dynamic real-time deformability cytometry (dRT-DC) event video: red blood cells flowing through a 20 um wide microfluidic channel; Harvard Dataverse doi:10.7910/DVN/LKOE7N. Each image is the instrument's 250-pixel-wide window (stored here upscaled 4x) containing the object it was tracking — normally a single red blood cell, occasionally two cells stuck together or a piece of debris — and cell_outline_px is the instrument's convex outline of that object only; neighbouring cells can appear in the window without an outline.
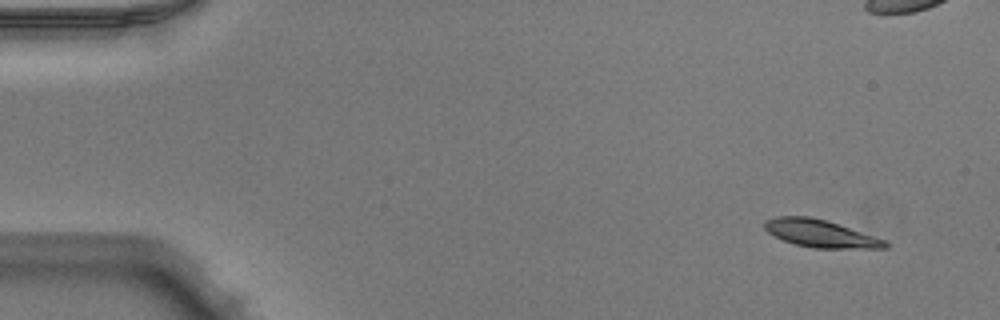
{"species": "Egyptian fruit bat (a non-hibernating species)", "species_latin": "Rousettus aegyptiacus", "temperature_condition": "warm", "stored_images_in_passage": 49, "camera_frame_rate_fps": 3000, "um_per_image_px": 0.085, "animal": {"sex": "male"}, "frame": {"image": 1, "passage_image": 1, "time_ms": 0.0, "image_size_px": [1000, 320], "cell_outline_px": [[888, 248], [812, 248], [796, 244], [784, 240], [768, 232], [764, 228], [764, 220], [776, 216], [808, 216], [824, 220], [888, 240]], "centroid_in_image_um": [69.74, 19.85], "position_along_channel_um": 15.3, "area_um2": 19.13}}
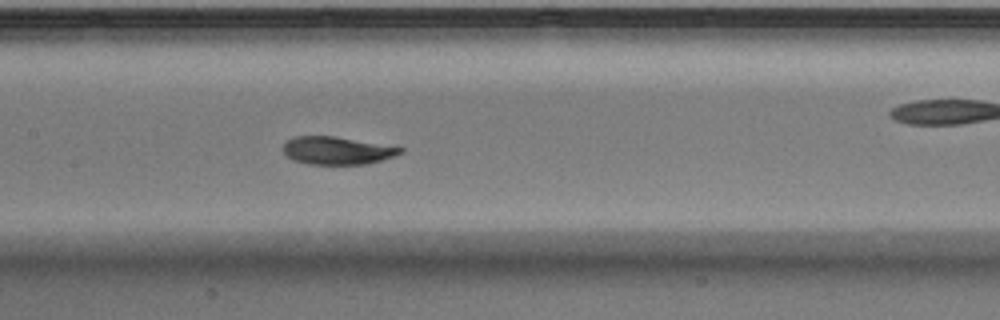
{"frame": {"image": 2, "passage_image": 22, "time_ms": 7.0, "image_size_px": [1000, 320], "cell_outline_px": [[404, 152], [396, 156], [368, 164], [308, 164], [292, 160], [280, 148], [288, 140], [296, 136], [336, 136], [404, 148]], "centroid_in_image_um": [28.66, 12.8], "position_along_channel_um": 178.7, "area_um2": 19.07}}
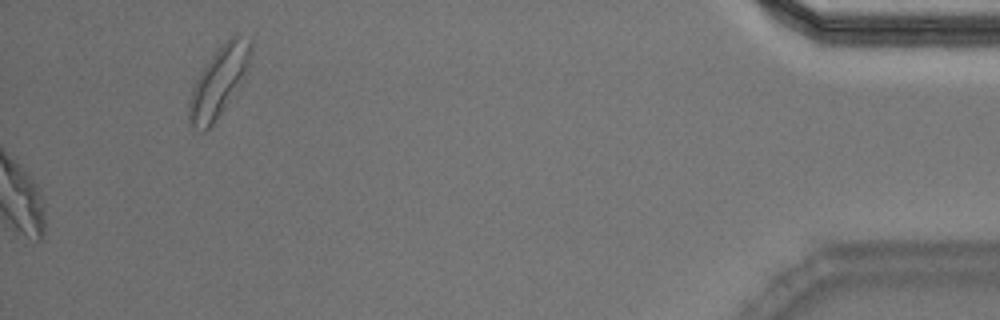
{"frame": {"image": 3, "passage_image": 49, "time_ms": 16.0, "image_size_px": [1000, 320], "cell_outline_px": [[252, 48], [248, 72], [240, 88], [212, 124], [204, 132], [200, 132], [188, 124], [188, 104], [192, 88], [200, 72], [208, 60], [232, 36], [236, 36], [252, 40]], "centroid_in_image_um": [18.61, 7.0], "position_along_channel_um": 416.6, "area_um2": 25.14}, "authors_computed_cell_mechanics": {"area_um2": 20.23, "velocity_mm_per_s": 3.9719, "shape_relaxation_time_tau1_ms": 3.2479, "shape_relaxation_time_tau2_ms": 1.8596, "deformation_change_tau1": 0.1314, "deformation_change_tau2": 0.0649}}